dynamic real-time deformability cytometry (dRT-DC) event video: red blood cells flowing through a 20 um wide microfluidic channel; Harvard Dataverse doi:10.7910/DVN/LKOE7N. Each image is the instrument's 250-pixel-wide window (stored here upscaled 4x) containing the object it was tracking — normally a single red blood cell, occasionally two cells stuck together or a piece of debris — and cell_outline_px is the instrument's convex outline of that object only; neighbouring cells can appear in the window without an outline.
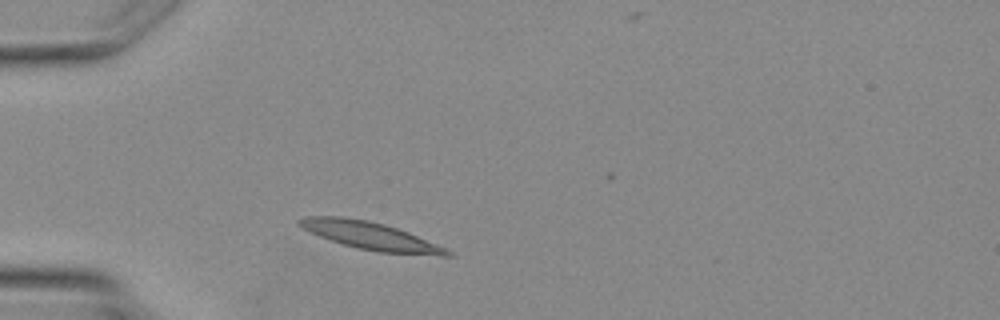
{"species": "Egyptian fruit bat (a non-hibernating species)", "species_latin": "Rousettus aegyptiacus", "temperature_condition": "warm", "stored_images_in_passage": 2, "camera_frame_rate_fps": 3000, "um_per_image_px": 0.085, "animal": {"sex": "female"}, "frame": {"image": 1, "passage_image": 1, "time_ms": 0.0, "image_size_px": [1000, 320], "cell_outline_px": [[452, 256], [440, 256], [376, 252], [356, 248], [308, 232], [296, 224], [296, 220], [308, 216], [340, 216], [368, 220], [384, 224], [408, 232], [436, 244], [452, 252]], "centroid_in_image_um": [31.45, 20.04], "position_along_channel_um": 53.5, "area_um2": 23.81}}